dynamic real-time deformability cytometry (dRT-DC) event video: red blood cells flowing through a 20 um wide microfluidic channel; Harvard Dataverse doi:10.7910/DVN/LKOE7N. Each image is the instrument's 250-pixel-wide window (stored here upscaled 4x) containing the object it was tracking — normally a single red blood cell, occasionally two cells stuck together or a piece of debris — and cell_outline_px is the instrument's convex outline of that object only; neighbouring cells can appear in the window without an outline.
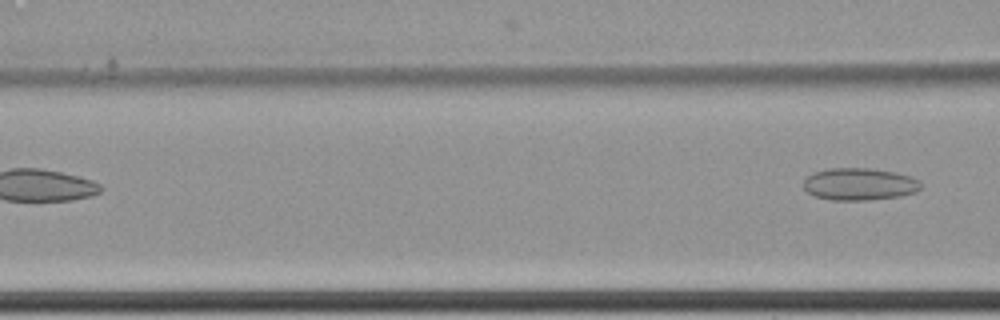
{"species": "common noctule bat (a hibernating species)", "species_latin": "Nyctalus noctula", "temperature_condition": "cold", "stored_images_in_passage": 3, "camera_frame_rate_fps": 3000, "um_per_image_px": 0.085, "animal": {"sex": "female", "body_mass_g": 22.7, "forearm_length_mm": 54.2}, "frame": {"image": 1, "passage_image": 3, "time_ms": 0.667, "image_size_px": [1000, 320], "cell_outline_px": [[920, 188], [916, 192], [900, 196], [872, 200], [832, 200], [816, 196], [808, 192], [804, 188], [804, 180], [808, 176], [816, 172], [828, 168], [868, 168], [896, 172], [912, 176], [920, 180]], "centroid_in_image_um": [73.09, 15.65], "position_along_channel_um": 93.5, "area_um2": 22.08}}